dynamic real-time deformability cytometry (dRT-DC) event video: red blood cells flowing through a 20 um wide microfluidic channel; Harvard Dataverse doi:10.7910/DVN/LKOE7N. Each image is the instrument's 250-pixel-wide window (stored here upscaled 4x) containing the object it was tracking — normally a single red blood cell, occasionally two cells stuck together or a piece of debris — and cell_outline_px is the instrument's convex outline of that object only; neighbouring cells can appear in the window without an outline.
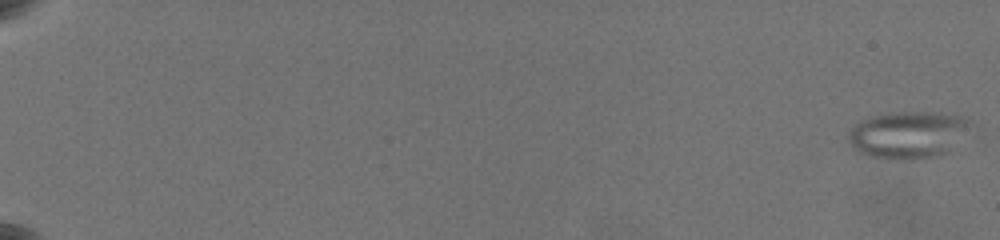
{"species": "common noctule bat (a hibernating species)", "species_latin": "Nyctalus noctula", "temperature_condition": "warm", "stored_images_in_passage": 9, "camera_frame_rate_fps": 3000, "um_per_image_px": 0.085, "animal": {"sex": "female", "body_mass_g": 19.5, "forearm_length_mm": 54.1}, "frame": {"image": 1, "passage_image": 1, "time_ms": 0.0, "image_size_px": [1000, 240], "cell_outline_px": [[972, 120], [948, 152], [928, 156], [868, 156], [860, 152], [848, 140], [848, 136], [852, 128], [864, 120], [872, 116], [896, 112], [940, 112], [960, 116]], "centroid_in_image_um": [77.17, 11.38], "position_along_channel_um": 7.8, "area_um2": 31.56}}